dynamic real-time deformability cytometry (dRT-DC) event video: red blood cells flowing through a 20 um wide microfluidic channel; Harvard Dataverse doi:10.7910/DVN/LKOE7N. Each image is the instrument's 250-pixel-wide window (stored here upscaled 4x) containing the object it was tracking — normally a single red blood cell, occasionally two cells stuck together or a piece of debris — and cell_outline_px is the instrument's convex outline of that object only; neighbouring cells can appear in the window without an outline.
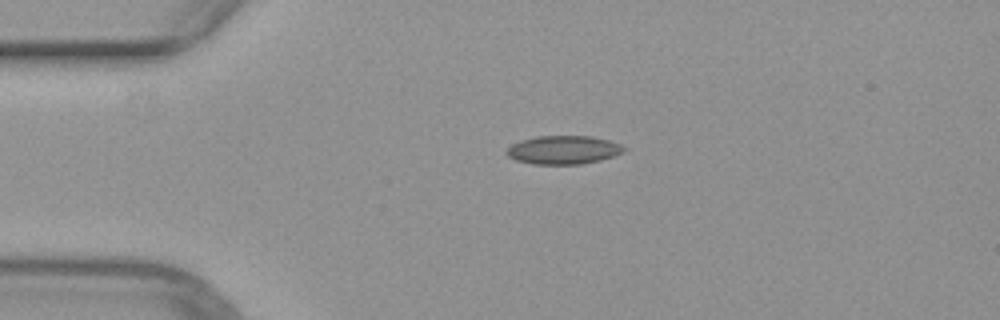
{"species": "common noctule bat (a hibernating species)", "species_latin": "Nyctalus noctula", "temperature_condition": "warm", "stored_images_in_passage": 29, "camera_frame_rate_fps": 3000, "um_per_image_px": 0.085, "animal": {"sex": "female", "body_mass_g": 29.2, "forearm_length_mm": 56.3}, "frame": {"image": 1, "passage_image": 1, "time_ms": 0.0, "image_size_px": [1000, 320], "cell_outline_px": [[628, 148], [624, 152], [600, 160], [580, 164], [532, 164], [516, 160], [508, 156], [504, 152], [512, 144], [520, 140], [536, 136], [592, 136], [608, 140], [620, 144]], "centroid_in_image_um": [47.88, 12.74], "position_along_channel_um": 37.1, "area_um2": 19.54}}
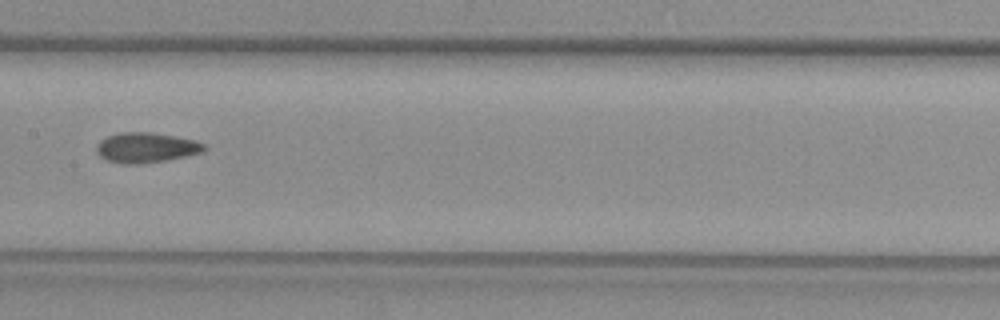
{"frame": {"image": 2, "passage_image": 15, "time_ms": 4.667, "image_size_px": [1000, 320], "cell_outline_px": [[208, 148], [204, 152], [164, 160], [136, 164], [124, 164], [108, 160], [100, 156], [96, 152], [96, 144], [100, 140], [108, 136], [120, 132], [148, 132], [176, 136], [192, 140], [204, 144]], "centroid_in_image_um": [12.4, 12.54], "position_along_channel_um": 195.0, "area_um2": 18.73}}
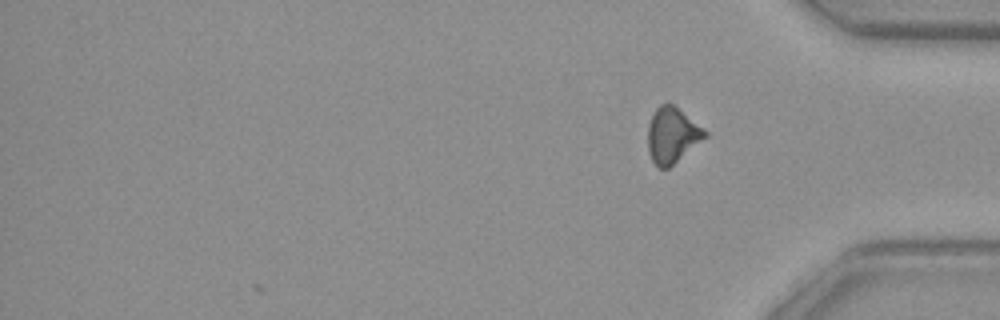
{"frame": {"image": 3, "passage_image": 29, "time_ms": 9.333, "image_size_px": [1000, 320], "cell_outline_px": [[708, 136], [668, 168], [660, 168], [652, 160], [648, 152], [648, 124], [656, 108], [660, 104], [668, 100], [704, 128], [708, 132]], "centroid_in_image_um": [57.14, 11.45], "position_along_channel_um": 378.1, "area_um2": 18.55}}